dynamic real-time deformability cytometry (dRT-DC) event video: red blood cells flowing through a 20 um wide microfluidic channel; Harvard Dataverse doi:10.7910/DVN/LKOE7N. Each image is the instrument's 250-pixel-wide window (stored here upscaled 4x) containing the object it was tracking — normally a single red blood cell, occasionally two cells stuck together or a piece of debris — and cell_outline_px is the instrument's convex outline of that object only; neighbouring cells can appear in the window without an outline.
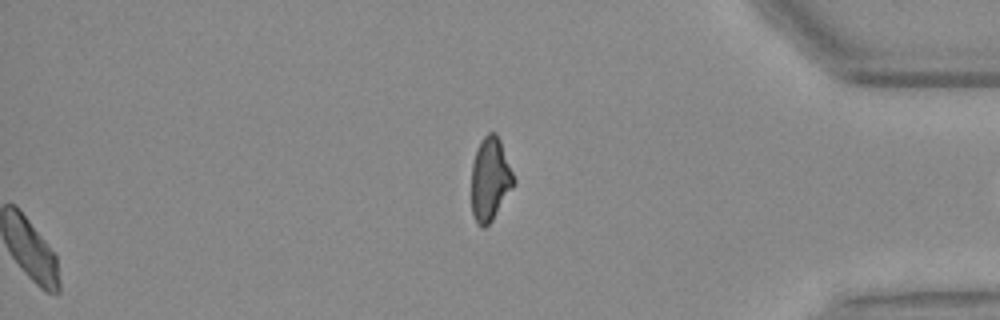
{"species": "Egyptian fruit bat (a non-hibernating species)", "species_latin": "Rousettus aegyptiacus", "temperature_condition": "warm", "stored_images_in_passage": 49, "segment_of_instrument_passage": [2, 2], "camera_frame_rate_fps": 3000, "um_per_image_px": 0.085, "animal": {"sex": "female"}, "frame": {"image": 1, "passage_image": 49, "time_ms": 16.0, "image_size_px": [1000, 320], "cell_outline_px": [[516, 184], [492, 220], [484, 228], [480, 228], [476, 224], [472, 216], [472, 164], [476, 148], [480, 140], [488, 132], [496, 132], [500, 140], [516, 180]], "centroid_in_image_um": [41.66, 15.24], "position_along_channel_um": 393.5, "area_um2": 20.87}}